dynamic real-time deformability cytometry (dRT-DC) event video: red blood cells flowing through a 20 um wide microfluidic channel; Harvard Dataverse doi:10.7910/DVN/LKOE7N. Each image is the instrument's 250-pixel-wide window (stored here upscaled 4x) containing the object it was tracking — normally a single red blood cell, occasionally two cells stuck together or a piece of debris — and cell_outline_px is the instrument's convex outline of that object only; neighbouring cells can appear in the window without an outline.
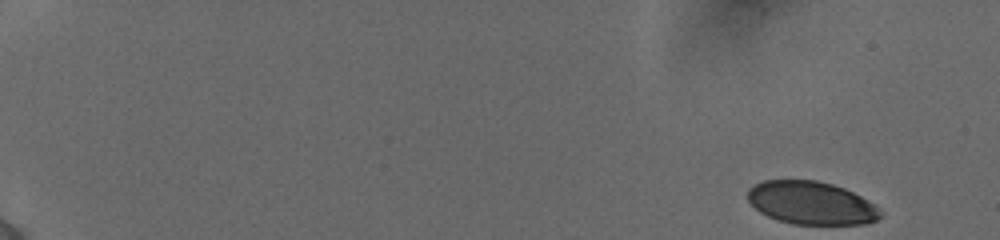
{"species": "human", "species_latin": "Homo sapiens", "temperature_condition": "cold", "stored_images_in_passage": 53, "camera_frame_rate_fps": 3000, "um_per_image_px": 0.085, "donor": {"sex": "female"}, "frame": {"image": 1, "passage_image": 1, "time_ms": 0.0, "image_size_px": [1000, 240], "cell_outline_px": [[880, 216], [876, 220], [868, 224], [792, 224], [768, 216], [760, 212], [748, 200], [748, 188], [764, 180], [816, 180], [832, 184], [844, 188], [876, 204], [880, 208]], "centroid_in_image_um": [68.98, 17.25], "position_along_channel_um": 16.0, "area_um2": 33.18}}
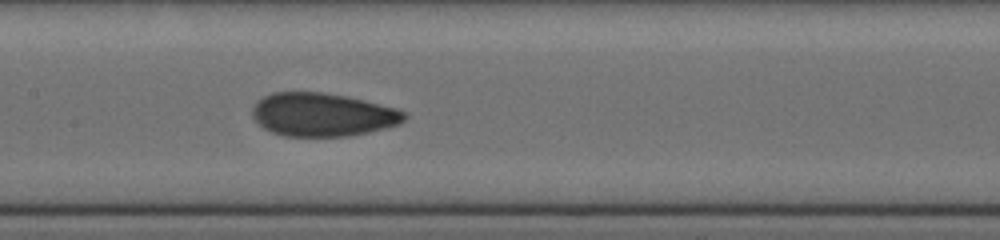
{"frame": {"image": 2, "passage_image": 28, "time_ms": 9.0, "image_size_px": [1000, 240], "cell_outline_px": [[408, 116], [400, 124], [368, 132], [348, 136], [284, 136], [272, 132], [264, 128], [252, 116], [252, 108], [256, 100], [272, 92], [320, 92], [348, 96], [396, 108], [404, 112]], "centroid_in_image_um": [27.4, 9.74], "position_along_channel_um": 180.0, "area_um2": 38.44}}
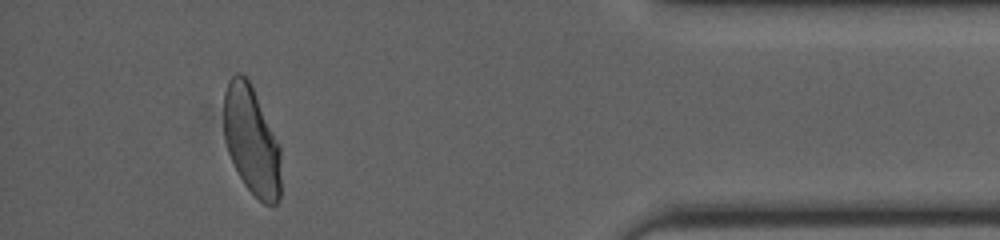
{"frame": {"image": 3, "passage_image": 49, "time_ms": 16.0, "image_size_px": [1000, 240], "cell_outline_px": [[280, 200], [276, 204], [264, 204], [244, 184], [228, 152], [224, 140], [224, 92], [228, 80], [236, 72], [240, 72], [248, 80], [280, 144]], "centroid_in_image_um": [21.38, 11.95], "position_along_channel_um": 413.8, "area_um2": 35.95}, "authors_computed_cell_mechanics": {"area_um2": 37.57, "velocity_mm_per_s": 3.8687, "shape_relaxation_time_tau1_ms": 5.8525, "shape_relaxation_time_tau2_ms": 0.7881, "deformation_change_tau1": 0.1628, "deformation_change_tau2": 0.0608}}